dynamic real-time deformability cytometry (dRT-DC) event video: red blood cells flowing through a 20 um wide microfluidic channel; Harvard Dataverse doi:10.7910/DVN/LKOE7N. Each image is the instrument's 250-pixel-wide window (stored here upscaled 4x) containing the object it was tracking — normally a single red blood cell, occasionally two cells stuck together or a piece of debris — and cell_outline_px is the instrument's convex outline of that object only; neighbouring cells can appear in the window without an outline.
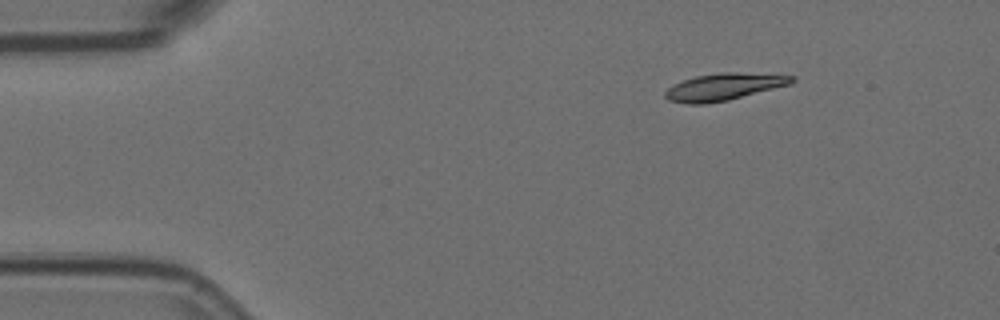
{"species": "Egyptian fruit bat (a non-hibernating species)", "species_latin": "Rousettus aegyptiacus", "temperature_condition": "room temperature", "stored_images_in_passage": 4, "camera_frame_rate_fps": 3000, "um_per_image_px": 0.085, "animal": {"sex": "female"}, "frame": {"image": 1, "passage_image": 1, "time_ms": 0.0, "image_size_px": [1000, 320], "cell_outline_px": [[796, 80], [792, 84], [728, 100], [704, 104], [688, 104], [668, 100], [664, 96], [664, 92], [668, 88], [684, 80], [696, 76], [724, 72], [736, 72], [796, 76]], "centroid_in_image_um": [61.56, 7.38], "position_along_channel_um": 23.4, "area_um2": 19.83}}
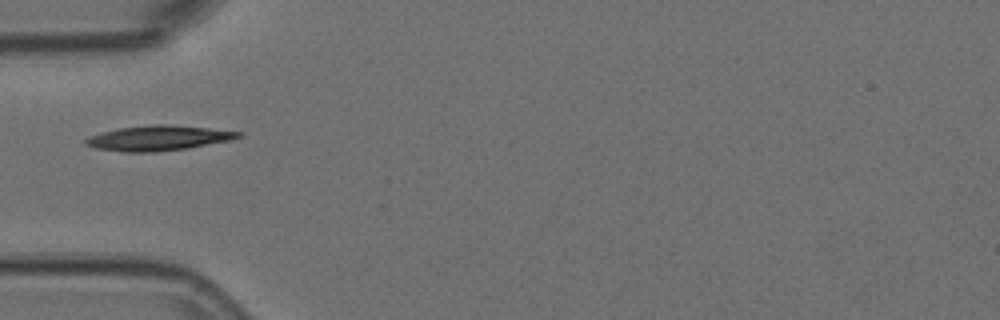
{"frame": {"image": 2, "passage_image": 4, "time_ms": 1.0, "image_size_px": [1000, 320], "cell_outline_px": [[244, 136], [232, 140], [188, 148], [156, 152], [124, 152], [96, 148], [84, 144], [84, 140], [88, 136], [100, 132], [120, 128], [152, 124], [164, 124], [208, 128], [244, 132]], "centroid_in_image_um": [13.47, 11.73], "position_along_channel_um": 71.5, "area_um2": 22.43}}